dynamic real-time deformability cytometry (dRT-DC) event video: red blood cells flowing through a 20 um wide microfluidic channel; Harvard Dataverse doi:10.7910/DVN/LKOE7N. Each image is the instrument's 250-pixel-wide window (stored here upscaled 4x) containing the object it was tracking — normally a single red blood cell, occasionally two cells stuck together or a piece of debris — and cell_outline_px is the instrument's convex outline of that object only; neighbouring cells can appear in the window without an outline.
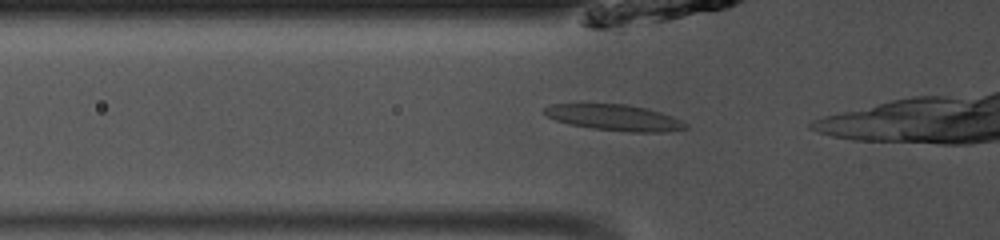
{"species": "common noctule bat (a hibernating species)", "species_latin": "Nyctalus noctula", "temperature_condition": "room temperature", "stored_images_in_passage": 30, "camera_frame_rate_fps": 3000, "um_per_image_px": 0.085, "animal": {"sex": "male", "body_mass_g": 13.0, "forearm_length_mm": 53.1}, "frame": {"image": 1, "passage_image": 6, "time_ms": 1.667, "image_size_px": [1000, 240], "cell_outline_px": [[688, 128], [668, 132], [632, 132], [592, 128], [568, 124], [556, 120], [548, 116], [544, 112], [544, 108], [552, 104], [628, 104], [660, 112], [672, 116], [688, 124]], "centroid_in_image_um": [52.26, 10.0], "position_along_channel_um": 73.5, "area_um2": 21.27}}
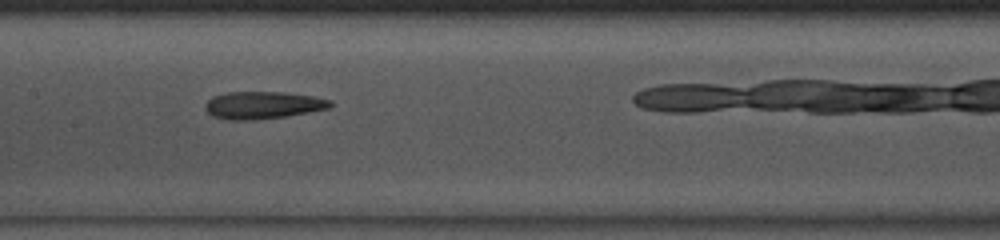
{"frame": {"image": 2, "passage_image": 14, "time_ms": 4.333, "image_size_px": [1000, 240], "cell_outline_px": [[332, 104], [328, 108], [308, 112], [284, 116], [248, 120], [228, 120], [212, 116], [204, 108], [204, 104], [212, 96], [228, 92], [280, 92], [312, 96], [332, 100]], "centroid_in_image_um": [22.29, 8.93], "position_along_channel_um": 185.1, "area_um2": 19.77}}
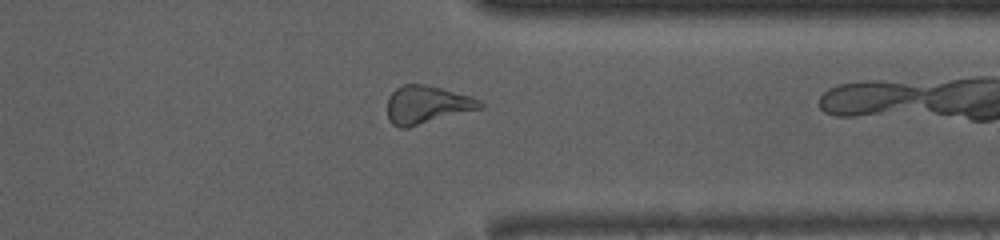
{"frame": {"image": 3, "passage_image": 28, "time_ms": 9.0, "image_size_px": [1000, 240], "cell_outline_px": [[484, 108], [408, 128], [400, 128], [392, 124], [388, 120], [388, 96], [396, 88], [404, 84], [424, 84], [440, 88], [468, 96], [480, 100], [484, 104]], "centroid_in_image_um": [36.28, 8.92], "position_along_channel_um": 375.1, "area_um2": 20.58}}